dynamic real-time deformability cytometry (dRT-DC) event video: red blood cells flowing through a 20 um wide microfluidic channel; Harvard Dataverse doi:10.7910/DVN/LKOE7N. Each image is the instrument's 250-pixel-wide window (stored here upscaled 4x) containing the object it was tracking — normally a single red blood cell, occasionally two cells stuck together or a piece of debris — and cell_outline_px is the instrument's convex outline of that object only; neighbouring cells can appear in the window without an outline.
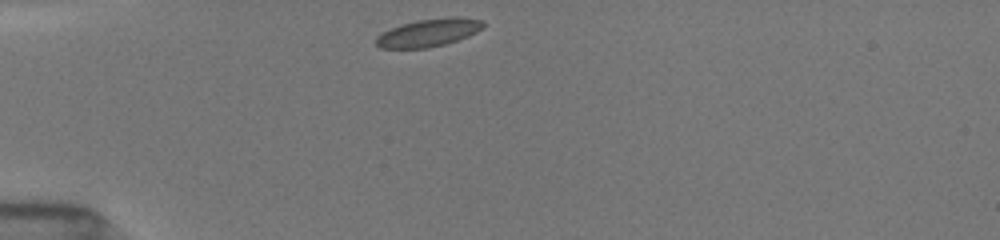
{"species": "common noctule bat (a hibernating species)", "species_latin": "Nyctalus noctula", "temperature_condition": "room temperature", "stored_images_in_passage": 3, "camera_frame_rate_fps": 3000, "um_per_image_px": 0.085, "animal": {"sex": "female", "body_mass_g": 19.5, "forearm_length_mm": 54.1}, "frame": {"image": 1, "passage_image": 1, "time_ms": 0.0, "image_size_px": [1000, 240], "cell_outline_px": [[484, 28], [468, 36], [444, 44], [428, 48], [380, 48], [376, 44], [376, 36], [380, 32], [400, 24], [420, 20], [452, 16], [484, 20]], "centroid_in_image_um": [36.41, 2.77], "position_along_channel_um": 48.6, "area_um2": 17.4}}
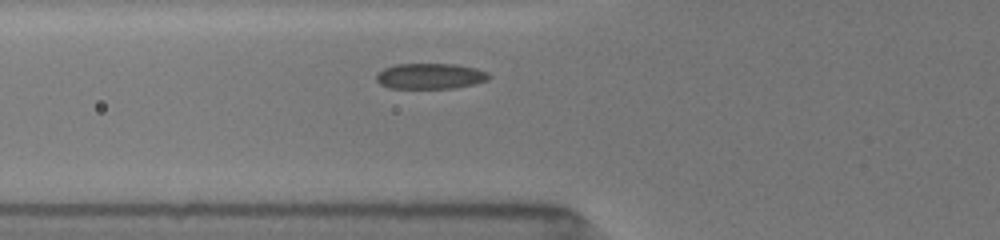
{"frame": {"image": 2, "passage_image": 3, "time_ms": 1.667, "image_size_px": [1000, 240], "cell_outline_px": [[488, 80], [456, 88], [388, 88], [380, 84], [376, 80], [376, 72], [384, 68], [396, 64], [456, 64], [476, 68], [488, 72]], "centroid_in_image_um": [36.53, 6.47], "position_along_channel_um": 89.3, "area_um2": 16.88}}